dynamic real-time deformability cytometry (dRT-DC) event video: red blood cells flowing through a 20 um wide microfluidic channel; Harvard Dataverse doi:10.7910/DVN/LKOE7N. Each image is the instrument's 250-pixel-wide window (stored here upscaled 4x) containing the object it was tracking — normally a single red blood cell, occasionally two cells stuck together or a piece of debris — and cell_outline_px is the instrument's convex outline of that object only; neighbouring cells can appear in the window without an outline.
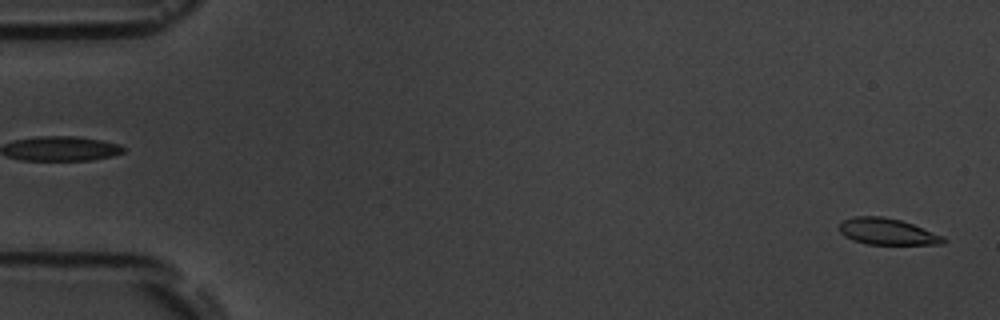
{"species": "common noctule bat (a hibernating species)", "species_latin": "Nyctalus noctula", "temperature_condition": "room temperature", "stored_images_in_passage": 5, "segment_of_instrument_passage": [2, 2], "camera_frame_rate_fps": 3000, "um_per_image_px": 0.085, "animal": {"sex": "male", "body_mass_g": 19.5, "forearm_length_mm": 54.6}, "frame": {"image": 1, "passage_image": 5, "time_ms": 4.333, "image_size_px": [1000, 320], "cell_outline_px": [[944, 244], [868, 244], [852, 240], [844, 236], [840, 232], [840, 220], [852, 216], [884, 216], [900, 220], [912, 224], [944, 236]], "centroid_in_image_um": [75.36, 19.67], "position_along_channel_um": 9.6, "area_um2": 16.01}}